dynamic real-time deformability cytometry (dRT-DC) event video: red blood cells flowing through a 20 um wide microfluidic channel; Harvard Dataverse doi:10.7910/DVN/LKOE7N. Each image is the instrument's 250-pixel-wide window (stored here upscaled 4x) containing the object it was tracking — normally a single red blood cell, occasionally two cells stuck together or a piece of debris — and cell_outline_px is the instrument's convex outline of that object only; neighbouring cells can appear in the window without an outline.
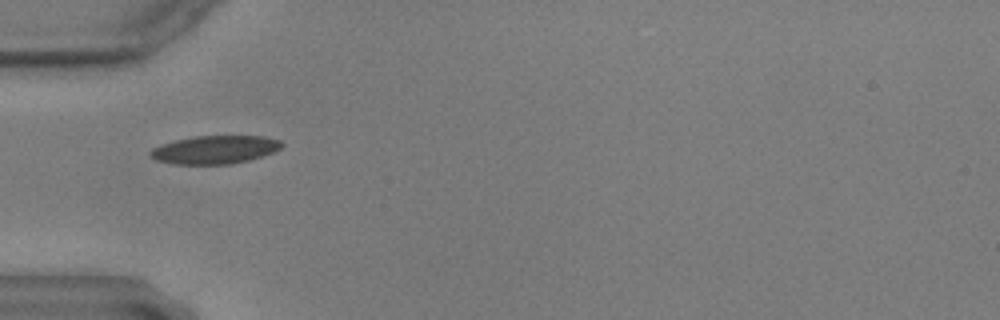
{"species": "common noctule bat (a hibernating species)", "species_latin": "Nyctalus noctula", "temperature_condition": "warm", "stored_images_in_passage": 7, "camera_frame_rate_fps": 3000, "um_per_image_px": 0.085, "animal": {"sex": "male", "body_mass_g": 17.9, "forearm_length_mm": 54.2}, "frame": {"image": 1, "passage_image": 1, "time_ms": 0.0, "image_size_px": [1000, 320], "cell_outline_px": [[284, 144], [276, 152], [248, 160], [232, 164], [176, 164], [156, 160], [148, 156], [148, 152], [152, 148], [160, 144], [192, 136], [264, 136], [280, 140]], "centroid_in_image_um": [18.25, 12.72], "position_along_channel_um": 66.7, "area_um2": 21.79}}